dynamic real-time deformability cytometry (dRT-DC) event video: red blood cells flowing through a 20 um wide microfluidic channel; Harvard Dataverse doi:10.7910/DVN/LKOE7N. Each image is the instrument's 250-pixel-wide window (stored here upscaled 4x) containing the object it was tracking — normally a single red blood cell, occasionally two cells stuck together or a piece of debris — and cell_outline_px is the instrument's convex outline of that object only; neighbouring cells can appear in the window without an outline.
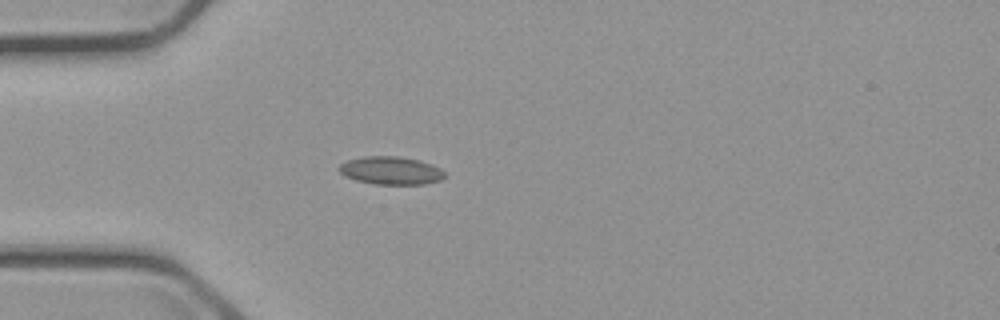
{"species": "common noctule bat (a hibernating species)", "species_latin": "Nyctalus noctula", "temperature_condition": "cold", "stored_images_in_passage": 4, "camera_frame_rate_fps": 3000, "um_per_image_px": 0.085, "animal": {"sex": "male", "body_mass_g": 23.1, "forearm_length_mm": 52.7}, "frame": {"image": 1, "passage_image": 3, "time_ms": 3.333, "image_size_px": [1000, 320], "cell_outline_px": [[448, 176], [440, 180], [424, 184], [376, 184], [356, 180], [344, 176], [336, 168], [340, 164], [348, 160], [364, 156], [396, 156], [420, 160], [432, 164], [440, 168]], "centroid_in_image_um": [33.23, 14.49], "position_along_channel_um": 51.8, "area_um2": 17.34}}